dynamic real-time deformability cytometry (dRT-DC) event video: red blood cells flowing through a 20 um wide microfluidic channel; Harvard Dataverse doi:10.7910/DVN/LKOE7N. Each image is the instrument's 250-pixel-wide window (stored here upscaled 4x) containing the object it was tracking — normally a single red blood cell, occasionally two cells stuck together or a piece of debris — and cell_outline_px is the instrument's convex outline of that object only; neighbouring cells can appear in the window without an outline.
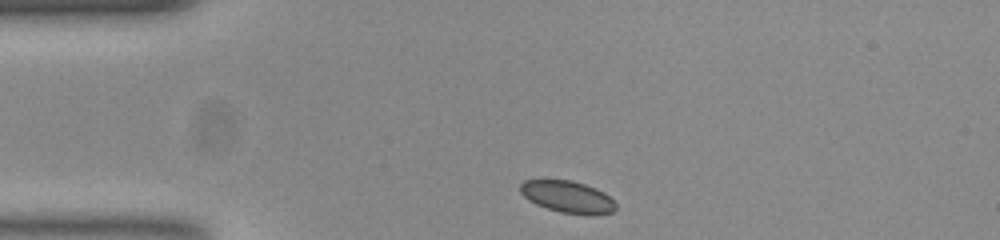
{"species": "common noctule bat (a hibernating species)", "species_latin": "Nyctalus noctula", "temperature_condition": "room temperature", "stored_images_in_passage": 37, "camera_frame_rate_fps": 3000, "um_per_image_px": 0.085, "animal": {"sex": "female", "body_mass_g": 23.0, "forearm_length_mm": 53.4}, "frame": {"image": 1, "passage_image": 1, "time_ms": 0.0, "image_size_px": [1000, 240], "cell_outline_px": [[616, 208], [612, 212], [560, 212], [536, 204], [528, 200], [520, 192], [520, 184], [524, 180], [568, 180], [584, 184], [604, 192], [616, 204]], "centroid_in_image_um": [48.17, 16.68], "position_along_channel_um": 36.8, "area_um2": 16.94}}
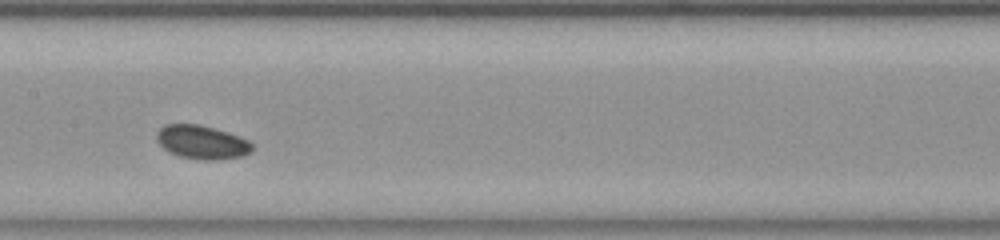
{"frame": {"image": 2, "passage_image": 16, "time_ms": 5.0, "image_size_px": [1000, 240], "cell_outline_px": [[252, 152], [244, 156], [216, 160], [200, 160], [180, 156], [164, 148], [156, 140], [156, 132], [164, 124], [200, 124], [228, 132], [248, 140], [252, 144]], "centroid_in_image_um": [17.17, 12.08], "position_along_channel_um": 190.2, "area_um2": 18.79}}
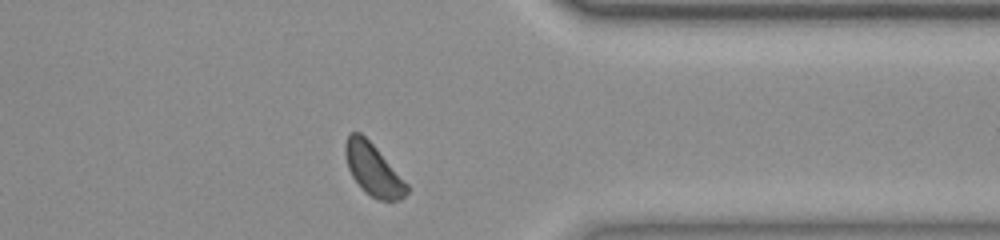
{"frame": {"image": 3, "passage_image": 32, "time_ms": 10.333, "image_size_px": [1000, 240], "cell_outline_px": [[408, 192], [400, 200], [380, 200], [372, 196], [352, 176], [348, 168], [344, 152], [344, 144], [348, 136], [352, 132], [360, 132], [376, 148], [408, 184]], "centroid_in_image_um": [31.71, 14.4], "position_along_channel_um": 379.7, "area_um2": 18.03}}